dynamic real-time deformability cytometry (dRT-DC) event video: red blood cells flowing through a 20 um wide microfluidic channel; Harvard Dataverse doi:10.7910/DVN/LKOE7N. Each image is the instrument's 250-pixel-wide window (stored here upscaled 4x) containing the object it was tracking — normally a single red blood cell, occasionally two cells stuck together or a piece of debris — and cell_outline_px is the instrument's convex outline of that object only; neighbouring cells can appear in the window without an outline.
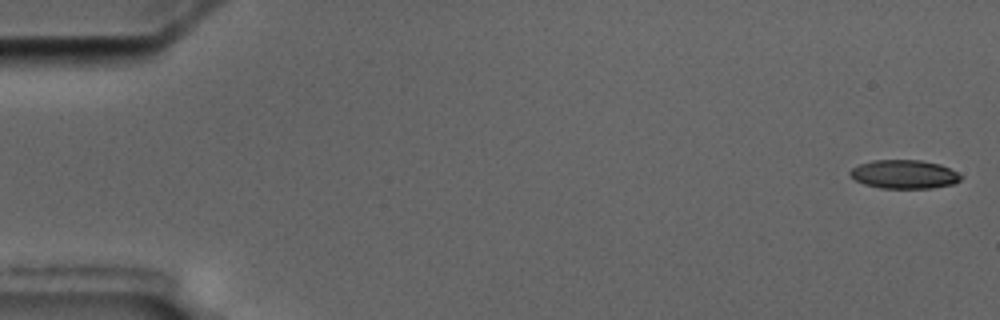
{"species": "common noctule bat (a hibernating species)", "species_latin": "Nyctalus noctula", "temperature_condition": "cold", "stored_images_in_passage": 8, "segment_of_instrument_passage": [1, 2], "camera_frame_rate_fps": 3000, "um_per_image_px": 0.085, "animal": {"sex": "male", "body_mass_g": 17.5, "forearm_length_mm": 52.3}, "frame": {"image": 1, "passage_image": 1, "time_ms": 0.0, "image_size_px": [1000, 320], "cell_outline_px": [[964, 176], [960, 180], [952, 184], [932, 188], [880, 188], [864, 184], [856, 180], [848, 172], [852, 168], [860, 164], [872, 160], [920, 160], [940, 164]], "centroid_in_image_um": [76.86, 14.81], "position_along_channel_um": 8.1, "area_um2": 18.44}}
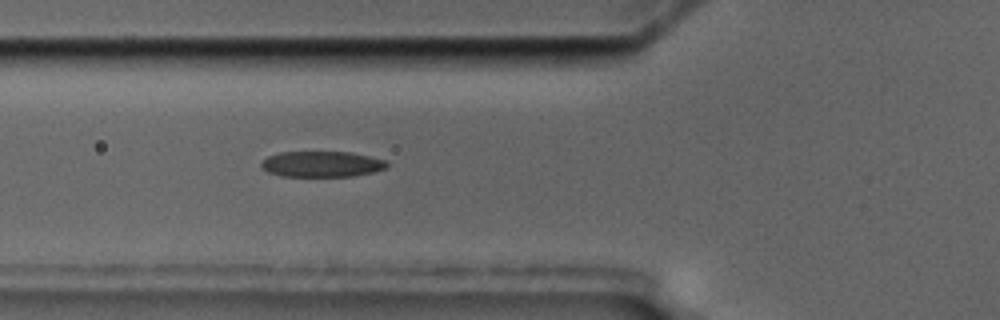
{"frame": {"image": 2, "passage_image": 7, "time_ms": 6.667, "image_size_px": [1000, 320], "cell_outline_px": [[388, 164], [384, 168], [372, 172], [352, 176], [280, 176], [268, 172], [260, 168], [260, 164], [268, 156], [280, 152], [352, 152], [388, 160]], "centroid_in_image_um": [27.34, 13.94], "position_along_channel_um": 98.5, "area_um2": 18.9}}